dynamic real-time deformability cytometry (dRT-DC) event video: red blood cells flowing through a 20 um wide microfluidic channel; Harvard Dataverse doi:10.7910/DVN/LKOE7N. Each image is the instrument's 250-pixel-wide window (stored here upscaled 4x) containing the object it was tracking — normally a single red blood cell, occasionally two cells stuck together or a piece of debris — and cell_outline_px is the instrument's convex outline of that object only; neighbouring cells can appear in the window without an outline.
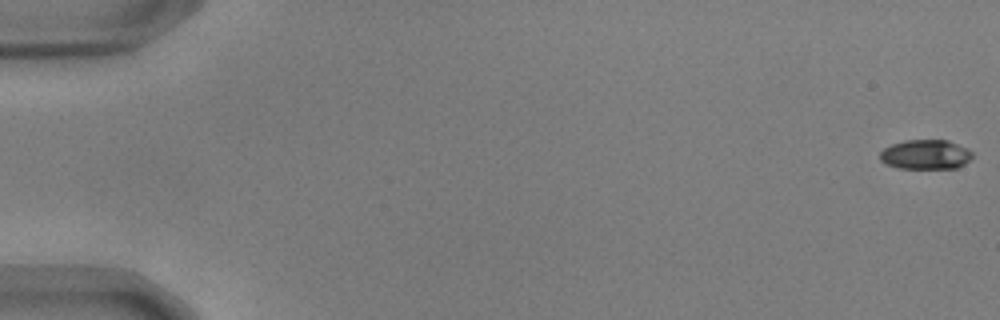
{"species": "common noctule bat (a hibernating species)", "species_latin": "Nyctalus noctula", "temperature_condition": "warm", "stored_images_in_passage": 56, "camera_frame_rate_fps": 3000, "um_per_image_px": 0.085, "animal": {"sex": "male", "body_mass_g": 17.9, "forearm_length_mm": 54.2}, "frame": {"image": 1, "passage_image": 1, "time_ms": 0.0, "image_size_px": [1000, 320], "cell_outline_px": [[972, 156], [964, 164], [956, 168], [900, 168], [888, 164], [880, 160], [880, 152], [884, 148], [892, 144], [904, 140], [948, 140], [972, 152]], "centroid_in_image_um": [78.65, 13.13], "position_along_channel_um": 6.4, "area_um2": 15.66}}
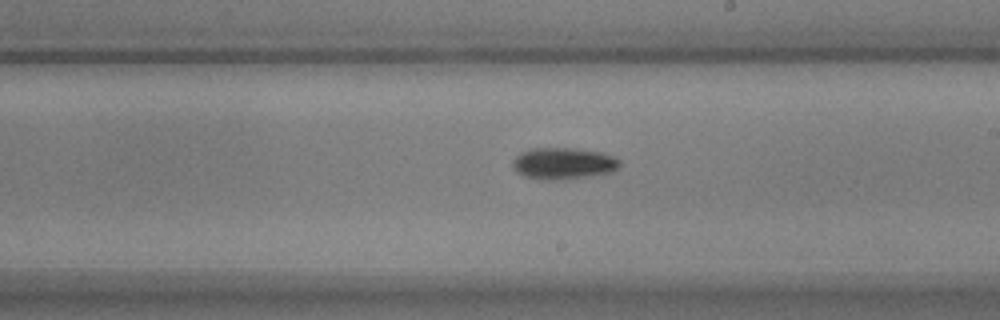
{"frame": {"image": 2, "passage_image": 33, "time_ms": 10.667, "image_size_px": [1000, 320], "cell_outline_px": [[620, 164], [612, 172], [588, 176], [560, 180], [540, 180], [524, 176], [516, 172], [512, 168], [512, 160], [520, 152], [532, 148], [568, 148], [600, 152], [612, 156], [620, 160]], "centroid_in_image_um": [47.82, 13.9], "position_along_channel_um": 241.2, "area_um2": 19.77}}
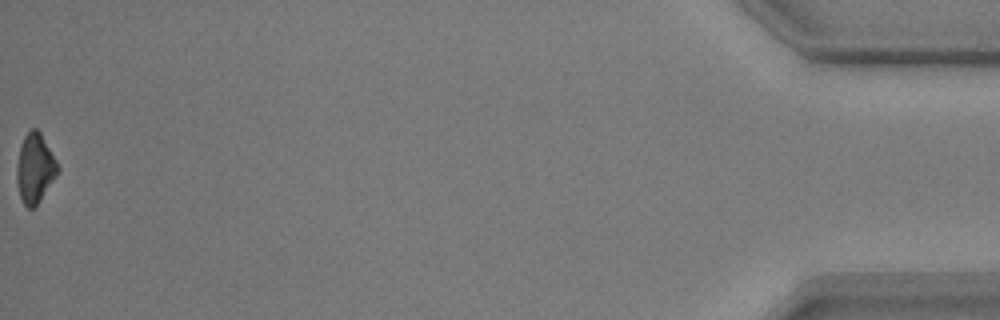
{"frame": {"image": 3, "passage_image": 56, "time_ms": 18.333, "image_size_px": [1000, 320], "cell_outline_px": [[60, 168], [56, 176], [40, 200], [32, 208], [28, 208], [24, 204], [20, 196], [16, 180], [16, 168], [20, 144], [24, 136], [32, 128], [36, 128], [40, 132], [56, 160]], "centroid_in_image_um": [2.96, 14.28], "position_along_channel_um": 432.2, "area_um2": 16.42}, "authors_computed_cell_mechanics": {"area_um2": 17.1377, "velocity_mm_per_s": 3.7029, "shape_relaxation_time_tau1_ms": 2.5712, "shape_relaxation_time_tau2_ms": null, "deformation_change_tau1": 0.1142, "deformation_change_tau2": null}}